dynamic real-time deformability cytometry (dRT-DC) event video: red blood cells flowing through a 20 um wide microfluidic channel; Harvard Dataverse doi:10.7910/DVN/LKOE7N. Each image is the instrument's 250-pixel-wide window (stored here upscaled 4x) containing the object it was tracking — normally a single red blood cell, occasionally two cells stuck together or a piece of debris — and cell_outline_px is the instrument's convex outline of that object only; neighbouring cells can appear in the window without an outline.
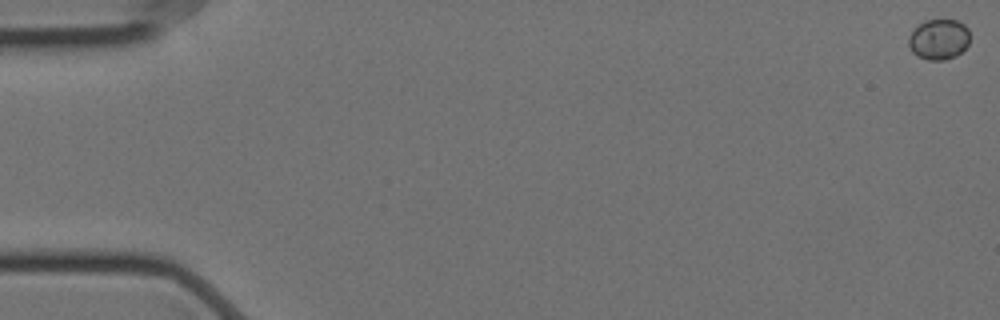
{"species": "Egyptian fruit bat (a non-hibernating species)", "species_latin": "Rousettus aegyptiacus", "temperature_condition": "cold", "stored_images_in_passage": 59, "camera_frame_rate_fps": 3000, "um_per_image_px": 0.085, "animal": {"sex": "female"}, "frame": {"image": 1, "passage_image": 1, "time_ms": 0.0, "image_size_px": [1000, 320], "cell_outline_px": [[968, 44], [956, 56], [944, 60], [928, 60], [916, 56], [912, 52], [908, 44], [908, 36], [924, 20], [956, 20], [964, 24], [968, 28]], "centroid_in_image_um": [79.78, 3.35], "position_along_channel_um": 5.2, "area_um2": 14.39}}
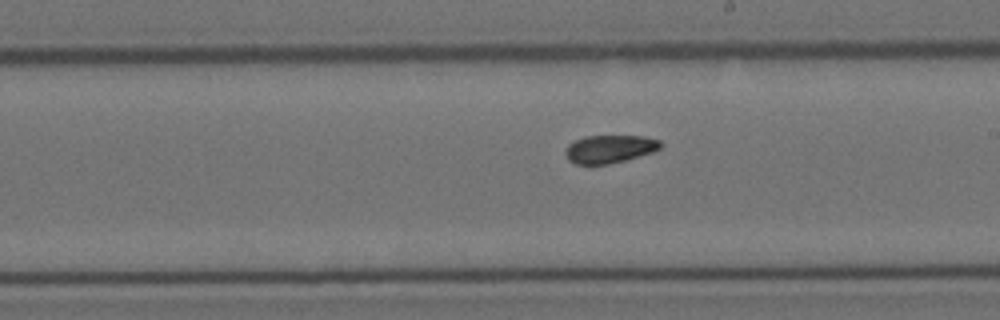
{"frame": {"image": 2, "passage_image": 34, "time_ms": 11.0, "image_size_px": [1000, 320], "cell_outline_px": [[660, 148], [652, 152], [624, 160], [608, 164], [576, 164], [568, 160], [564, 152], [568, 144], [584, 136], [644, 136], [660, 140]], "centroid_in_image_um": [51.78, 12.66], "position_along_channel_um": 237.2, "area_um2": 15.37}}
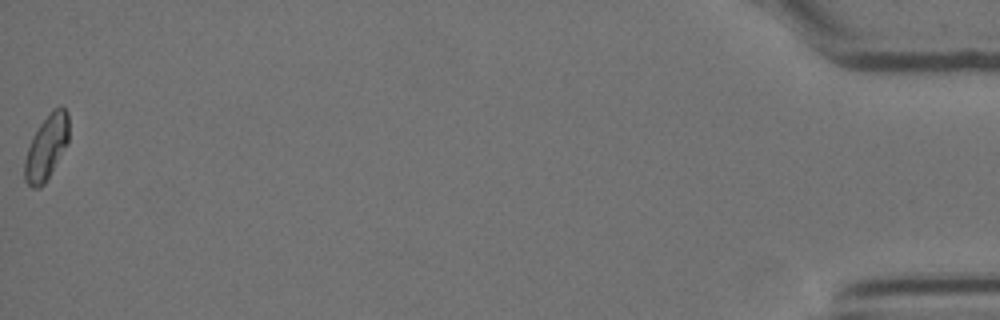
{"frame": {"image": 3, "passage_image": 59, "time_ms": 19.333, "image_size_px": [1000, 320], "cell_outline_px": [[68, 140], [44, 184], [40, 188], [32, 188], [24, 180], [24, 160], [32, 136], [40, 124], [52, 108], [60, 104], [68, 112]], "centroid_in_image_um": [3.92, 12.49], "position_along_channel_um": 431.3, "area_um2": 16.47}}